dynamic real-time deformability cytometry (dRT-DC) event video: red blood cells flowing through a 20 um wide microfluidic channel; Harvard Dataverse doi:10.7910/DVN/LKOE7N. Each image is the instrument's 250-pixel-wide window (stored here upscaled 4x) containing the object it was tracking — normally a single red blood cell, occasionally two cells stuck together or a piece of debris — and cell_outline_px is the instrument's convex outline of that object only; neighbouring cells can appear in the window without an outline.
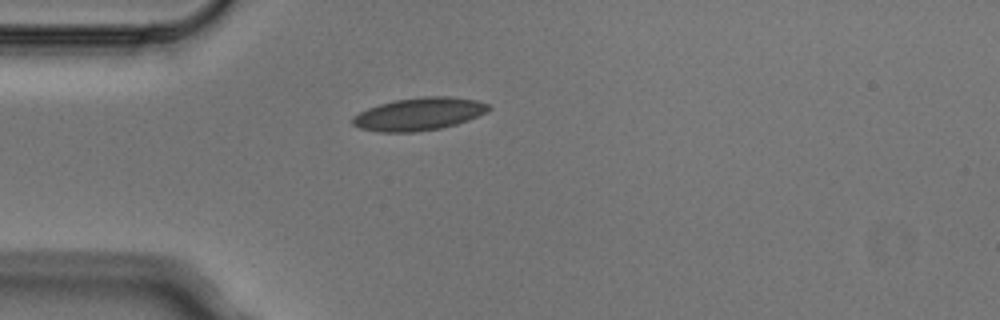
{"species": "Egyptian fruit bat (a non-hibernating species)", "species_latin": "Rousettus aegyptiacus", "temperature_condition": "cold", "stored_images_in_passage": 2, "camera_frame_rate_fps": 3000, "um_per_image_px": 0.085, "animal": {"sex": "male"}, "frame": {"image": 1, "passage_image": 1, "time_ms": 0.0, "image_size_px": [1000, 320], "cell_outline_px": [[492, 108], [488, 112], [468, 120], [456, 124], [440, 128], [412, 132], [380, 132], [360, 128], [352, 124], [352, 116], [368, 108], [380, 104], [396, 100], [424, 96], [448, 96], [476, 100], [488, 104]], "centroid_in_image_um": [35.63, 9.69], "position_along_channel_um": 49.4, "area_um2": 25.84}}